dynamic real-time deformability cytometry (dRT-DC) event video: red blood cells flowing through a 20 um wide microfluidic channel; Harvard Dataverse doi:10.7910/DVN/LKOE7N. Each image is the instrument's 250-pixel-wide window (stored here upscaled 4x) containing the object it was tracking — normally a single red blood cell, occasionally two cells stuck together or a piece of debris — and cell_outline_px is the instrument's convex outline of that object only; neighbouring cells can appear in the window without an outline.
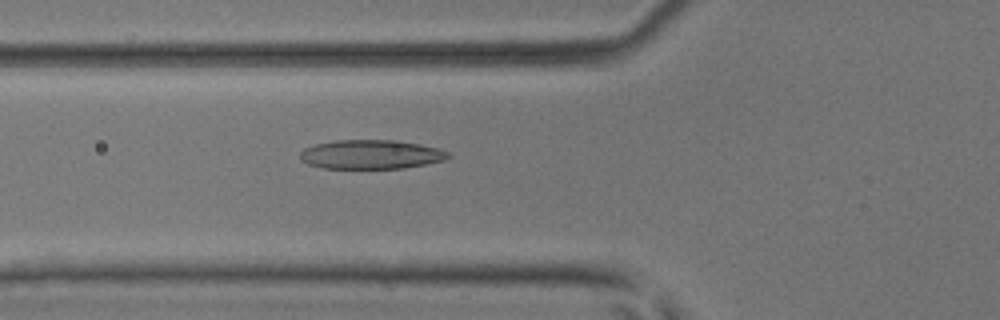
{"species": "common noctule bat (a hibernating species)", "species_latin": "Nyctalus noctula", "temperature_condition": "room temperature", "stored_images_in_passage": 51, "camera_frame_rate_fps": 3000, "um_per_image_px": 0.085, "animal": {"sex": "male", "body_mass_g": 17.9, "forearm_length_mm": 54.2}, "frame": {"image": 1, "passage_image": 19, "time_ms": 6.0, "image_size_px": [1000, 320], "cell_outline_px": [[452, 156], [444, 160], [404, 168], [324, 168], [308, 164], [300, 160], [300, 152], [304, 148], [316, 144], [336, 140], [396, 140], [420, 144], [436, 148], [448, 152]], "centroid_in_image_um": [31.52, 13.12], "position_along_channel_um": 94.3, "area_um2": 25.03}}
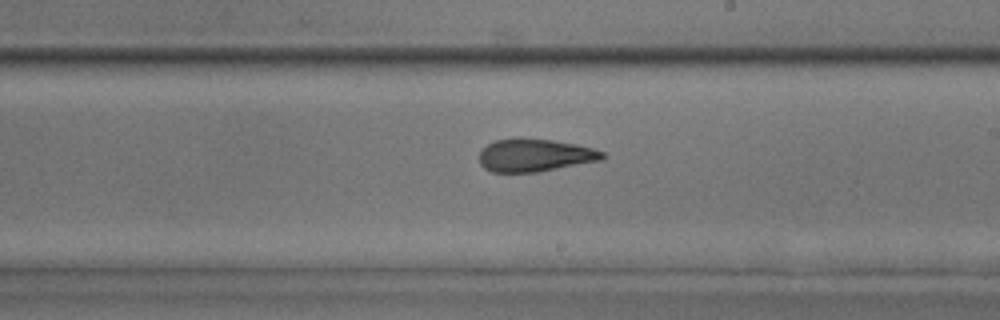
{"frame": {"image": 2, "passage_image": 30, "time_ms": 9.667, "image_size_px": [1000, 320], "cell_outline_px": [[604, 160], [536, 172], [492, 172], [484, 168], [480, 164], [480, 152], [488, 144], [496, 140], [552, 140], [576, 144], [592, 148], [604, 152]], "centroid_in_image_um": [45.5, 13.23], "position_along_channel_um": 243.5, "area_um2": 22.95}}
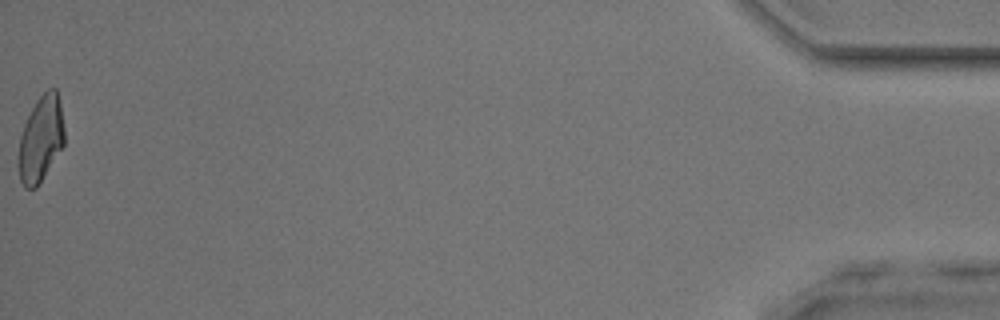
{"frame": {"image": 3, "passage_image": 51, "time_ms": 16.667, "image_size_px": [1000, 320], "cell_outline_px": [[64, 144], [36, 188], [24, 188], [20, 180], [16, 164], [16, 160], [20, 136], [24, 124], [36, 100], [48, 88], [56, 88], [60, 104], [64, 128]], "centroid_in_image_um": [3.43, 11.83], "position_along_channel_um": 431.8, "area_um2": 23.06}, "authors_computed_cell_mechanics": {"area_um2": 24.2182, "velocity_mm_per_s": 4.0827, "shape_relaxation_time_tau1_ms": 9.196, "shape_relaxation_time_tau2_ms": 1.5577, "deformation_change_tau1": 0.2454, "deformation_change_tau2": 0.0987}}